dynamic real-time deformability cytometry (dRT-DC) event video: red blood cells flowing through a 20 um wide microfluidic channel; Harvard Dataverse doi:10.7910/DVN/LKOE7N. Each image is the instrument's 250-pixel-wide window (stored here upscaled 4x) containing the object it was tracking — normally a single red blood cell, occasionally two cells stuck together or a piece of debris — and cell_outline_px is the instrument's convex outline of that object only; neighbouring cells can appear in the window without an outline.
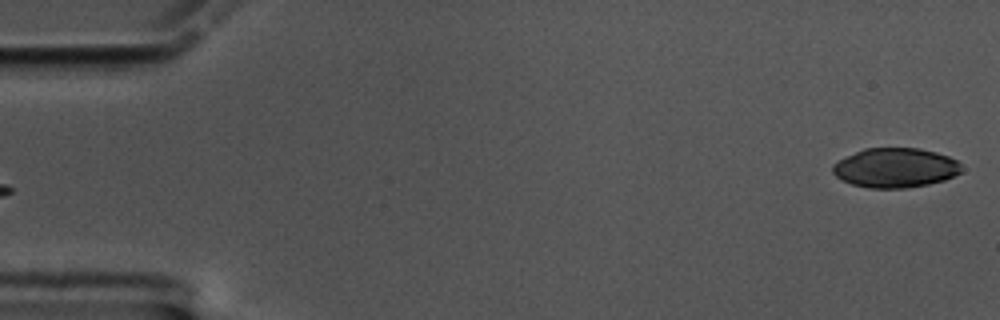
{"species": "common noctule bat (a hibernating species)", "species_latin": "Nyctalus noctula", "temperature_condition": "cold", "stored_images_in_passage": 58, "camera_frame_rate_fps": 3000, "um_per_image_px": 0.085, "animal": {"sex": "male", "body_mass_g": 17.5, "forearm_length_mm": 52.3}, "frame": {"image": 1, "passage_image": 1, "time_ms": 0.0, "image_size_px": [1000, 320], "cell_outline_px": [[960, 172], [944, 180], [928, 184], [904, 188], [868, 188], [852, 184], [836, 176], [832, 172], [832, 164], [864, 148], [920, 148], [936, 152], [948, 156], [956, 160], [960, 164]], "centroid_in_image_um": [76.09, 14.26], "position_along_channel_um": 8.9, "area_um2": 29.42}}
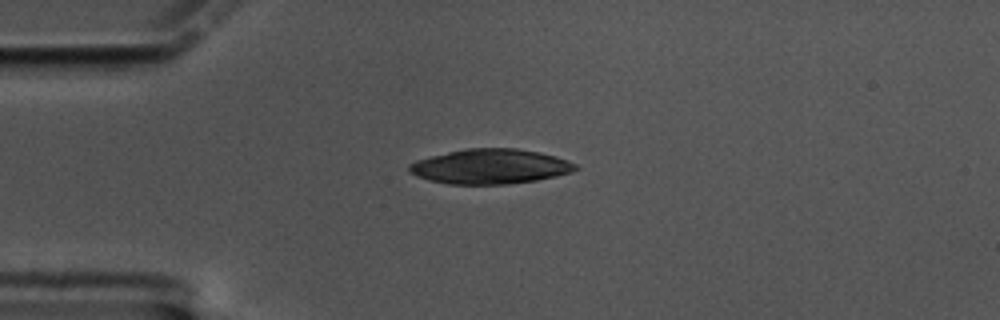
{"frame": {"image": 2, "passage_image": 14, "time_ms": 4.333, "image_size_px": [1000, 320], "cell_outline_px": [[580, 168], [572, 172], [556, 176], [536, 180], [508, 184], [448, 184], [428, 180], [416, 176], [408, 172], [408, 164], [416, 160], [448, 152], [468, 148], [516, 148], [540, 152], [556, 156], [568, 160], [576, 164]], "centroid_in_image_um": [41.68, 14.15], "position_along_channel_um": 43.3, "area_um2": 33.93}}